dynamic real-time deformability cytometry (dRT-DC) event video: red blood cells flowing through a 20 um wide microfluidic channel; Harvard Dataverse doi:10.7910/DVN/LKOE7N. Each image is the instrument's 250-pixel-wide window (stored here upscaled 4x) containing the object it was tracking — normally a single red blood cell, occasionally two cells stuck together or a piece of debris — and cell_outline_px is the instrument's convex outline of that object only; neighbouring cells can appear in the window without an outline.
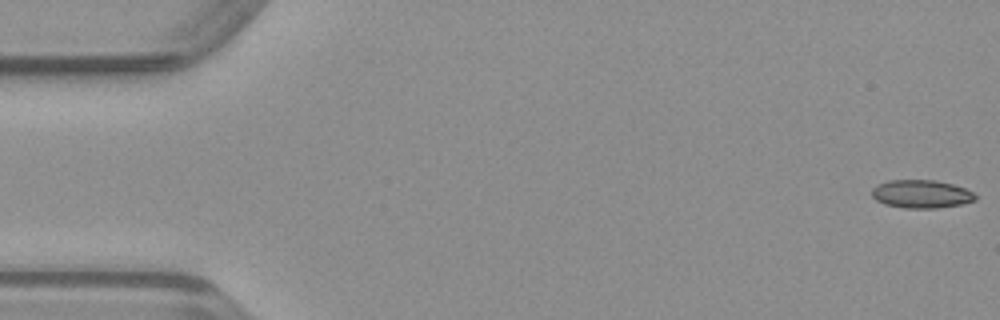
{"species": "common noctule bat (a hibernating species)", "species_latin": "Nyctalus noctula", "temperature_condition": "warm", "stored_images_in_passage": 49, "camera_frame_rate_fps": 3000, "um_per_image_px": 0.085, "animal": {"sex": "male", "body_mass_g": 23.1, "forearm_length_mm": 52.7}, "frame": {"image": 1, "passage_image": 1, "time_ms": 0.0, "image_size_px": [1000, 320], "cell_outline_px": [[976, 200], [960, 204], [936, 208], [904, 208], [884, 204], [876, 200], [872, 196], [872, 188], [876, 184], [888, 180], [936, 180], [952, 184], [964, 188], [972, 192], [976, 196]], "centroid_in_image_um": [78.27, 16.48], "position_along_channel_um": 6.7, "area_um2": 16.99}}
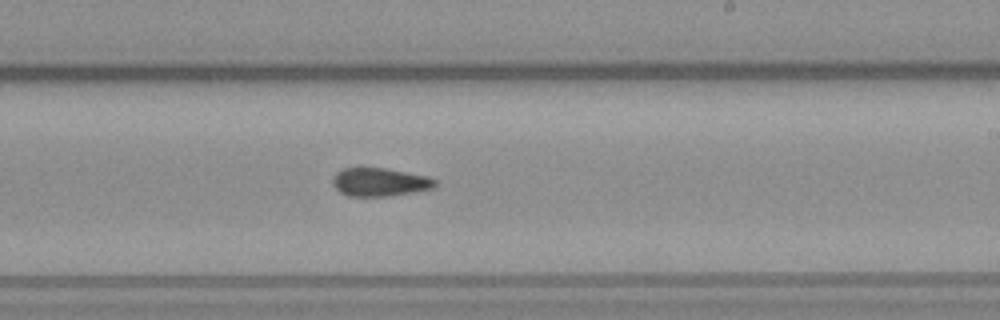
{"frame": {"image": 2, "passage_image": 29, "time_ms": 9.333, "image_size_px": [1000, 320], "cell_outline_px": [[436, 184], [432, 188], [412, 192], [388, 196], [348, 196], [340, 192], [332, 184], [332, 176], [336, 172], [344, 168], [384, 168], [428, 176], [436, 180]], "centroid_in_image_um": [32.24, 15.47], "position_along_channel_um": 256.8, "area_um2": 16.82}}
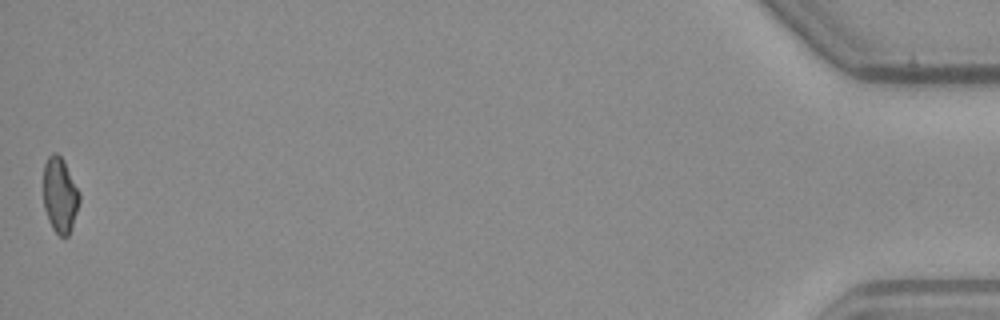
{"frame": {"image": 3, "passage_image": 49, "time_ms": 16.0, "image_size_px": [1000, 320], "cell_outline_px": [[80, 200], [72, 228], [68, 236], [60, 236], [52, 228], [48, 220], [44, 208], [44, 164], [48, 156], [52, 152], [56, 152], [64, 160], [80, 192]], "centroid_in_image_um": [5.1, 16.57], "position_along_channel_um": 430.1, "area_um2": 15.95}}